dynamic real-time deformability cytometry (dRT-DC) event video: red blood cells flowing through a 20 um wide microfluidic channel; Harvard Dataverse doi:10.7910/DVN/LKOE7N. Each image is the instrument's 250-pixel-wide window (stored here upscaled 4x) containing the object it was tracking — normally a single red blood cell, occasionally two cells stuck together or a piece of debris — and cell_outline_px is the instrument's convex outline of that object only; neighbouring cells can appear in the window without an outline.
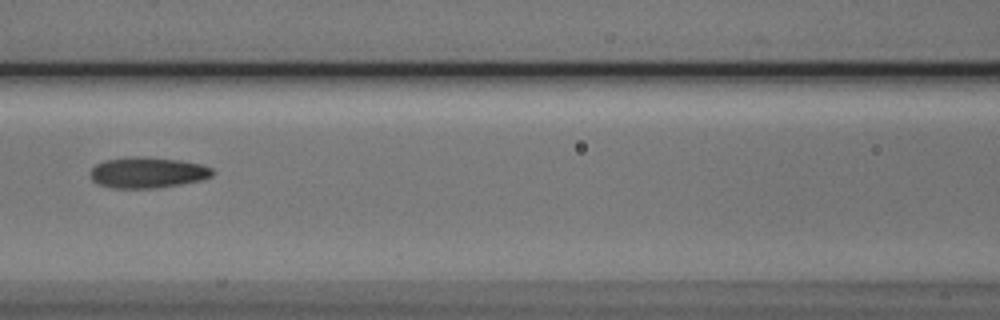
{"species": "Egyptian fruit bat (a non-hibernating species)", "species_latin": "Rousettus aegyptiacus", "temperature_condition": "cold", "stored_images_in_passage": 9, "camera_frame_rate_fps": 3000, "um_per_image_px": 0.085, "animal": {"sex": "male"}, "frame": {"image": 1, "passage_image": 6, "time_ms": 6.667, "image_size_px": [1000, 320], "cell_outline_px": [[216, 172], [212, 176], [204, 180], [156, 188], [112, 188], [96, 184], [92, 180], [92, 168], [96, 164], [104, 160], [128, 156], [140, 156], [180, 160], [200, 164], [212, 168]], "centroid_in_image_um": [12.56, 14.66], "position_along_channel_um": 154.0, "area_um2": 22.2}}
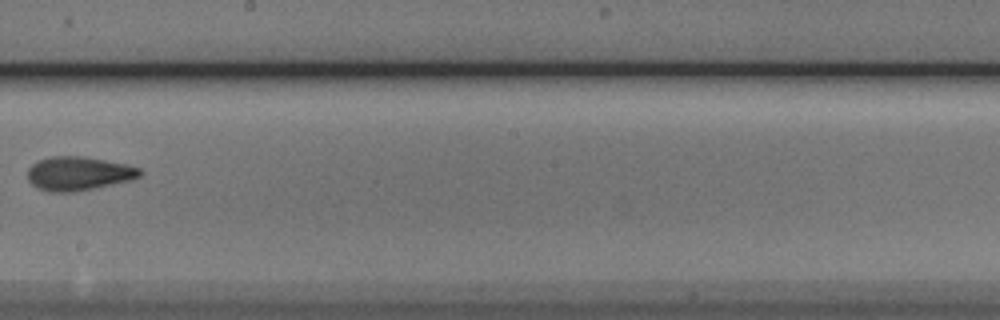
{"frame": {"image": 2, "passage_image": 8, "time_ms": 9.0, "image_size_px": [1000, 320], "cell_outline_px": [[144, 172], [140, 176], [132, 180], [76, 192], [48, 192], [36, 188], [28, 180], [28, 168], [36, 160], [52, 156], [84, 156], [128, 164], [140, 168]], "centroid_in_image_um": [6.68, 14.75], "position_along_channel_um": 241.5, "area_um2": 22.54}}
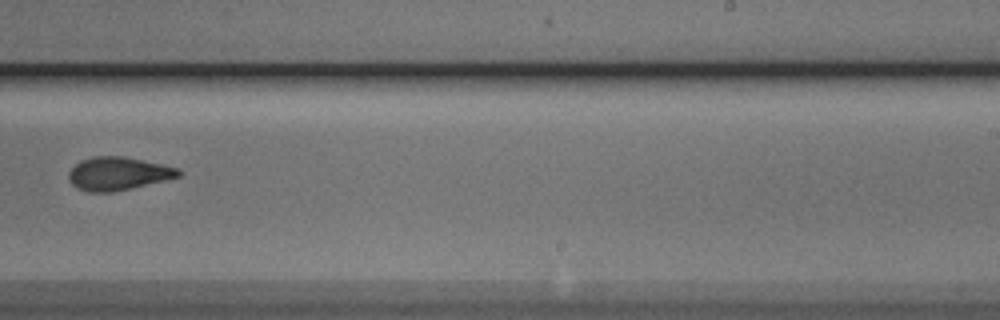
{"frame": {"image": 3, "passage_image": 9, "time_ms": 10.0, "image_size_px": [1000, 320], "cell_outline_px": [[180, 176], [132, 188], [112, 192], [88, 192], [76, 188], [72, 184], [68, 176], [68, 172], [80, 160], [92, 156], [124, 156], [180, 168]], "centroid_in_image_um": [10.01, 14.75], "position_along_channel_um": 279.0, "area_um2": 21.21}}